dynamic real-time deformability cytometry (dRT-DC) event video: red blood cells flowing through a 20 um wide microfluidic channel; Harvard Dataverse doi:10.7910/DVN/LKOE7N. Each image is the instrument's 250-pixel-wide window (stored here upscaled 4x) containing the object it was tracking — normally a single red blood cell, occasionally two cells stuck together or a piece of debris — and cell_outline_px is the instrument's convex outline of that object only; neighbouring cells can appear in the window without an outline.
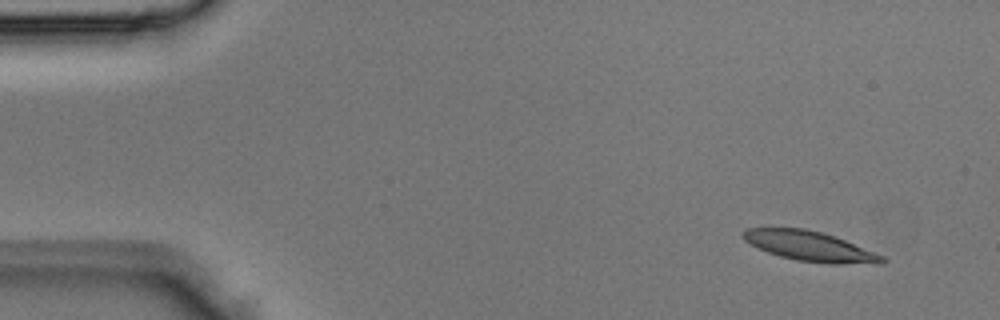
{"species": "Egyptian fruit bat (a non-hibernating species)", "species_latin": "Rousettus aegyptiacus", "temperature_condition": "room temperature", "stored_images_in_passage": 4, "camera_frame_rate_fps": 3000, "um_per_image_px": 0.085, "animal": {"sex": "male"}, "frame": {"image": 1, "passage_image": 1, "time_ms": 0.0, "image_size_px": [1000, 320], "cell_outline_px": [[888, 260], [880, 264], [832, 264], [796, 260], [780, 256], [768, 252], [744, 240], [740, 236], [740, 232], [748, 228], [804, 228], [820, 232], [844, 240], [884, 256]], "centroid_in_image_um": [68.84, 20.94], "position_along_channel_um": 16.2, "area_um2": 24.04}}